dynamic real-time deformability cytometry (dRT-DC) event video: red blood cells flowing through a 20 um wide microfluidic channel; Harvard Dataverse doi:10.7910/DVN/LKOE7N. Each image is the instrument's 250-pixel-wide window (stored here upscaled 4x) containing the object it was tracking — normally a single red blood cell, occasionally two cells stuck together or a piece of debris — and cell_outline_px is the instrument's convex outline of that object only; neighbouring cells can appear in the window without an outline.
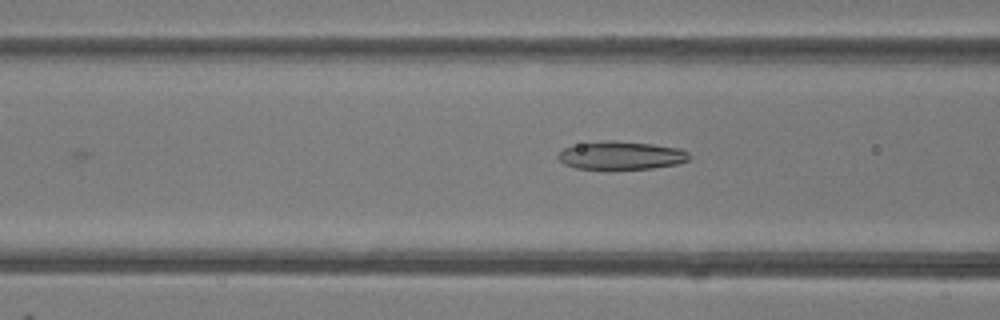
{"species": "common noctule bat (a hibernating species)", "species_latin": "Nyctalus noctula", "temperature_condition": "room temperature", "stored_images_in_passage": 4, "camera_frame_rate_fps": 3000, "um_per_image_px": 0.085, "animal": {"sex": "female"}, "frame": {"image": 1, "passage_image": 3, "time_ms": 2.333, "image_size_px": [1000, 320], "cell_outline_px": [[692, 156], [688, 160], [676, 164], [652, 168], [612, 172], [576, 168], [564, 164], [556, 156], [564, 148], [580, 144], [604, 140], [612, 140], [652, 144], [680, 148], [688, 152]], "centroid_in_image_um": [52.79, 13.26], "position_along_channel_um": 113.8, "area_um2": 22.31}}
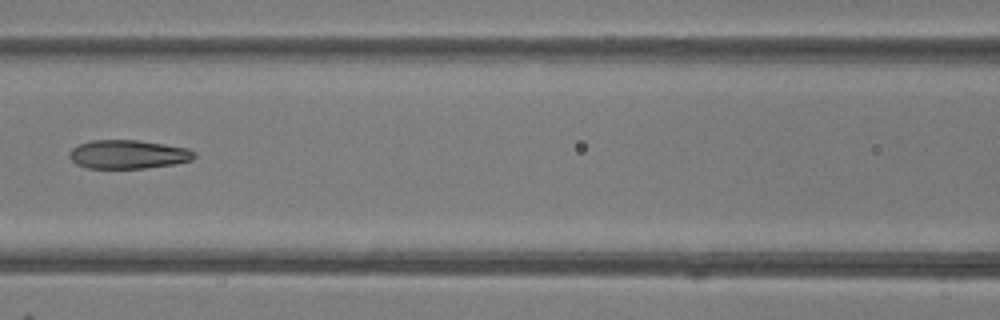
{"frame": {"image": 2, "passage_image": 4, "time_ms": 3.333, "image_size_px": [1000, 320], "cell_outline_px": [[196, 156], [192, 160], [172, 164], [144, 168], [88, 168], [76, 164], [68, 156], [68, 152], [72, 148], [80, 144], [92, 140], [136, 140], [164, 144], [188, 148], [196, 152]], "centroid_in_image_um": [10.88, 13.12], "position_along_channel_um": 155.7, "area_um2": 20.87}}